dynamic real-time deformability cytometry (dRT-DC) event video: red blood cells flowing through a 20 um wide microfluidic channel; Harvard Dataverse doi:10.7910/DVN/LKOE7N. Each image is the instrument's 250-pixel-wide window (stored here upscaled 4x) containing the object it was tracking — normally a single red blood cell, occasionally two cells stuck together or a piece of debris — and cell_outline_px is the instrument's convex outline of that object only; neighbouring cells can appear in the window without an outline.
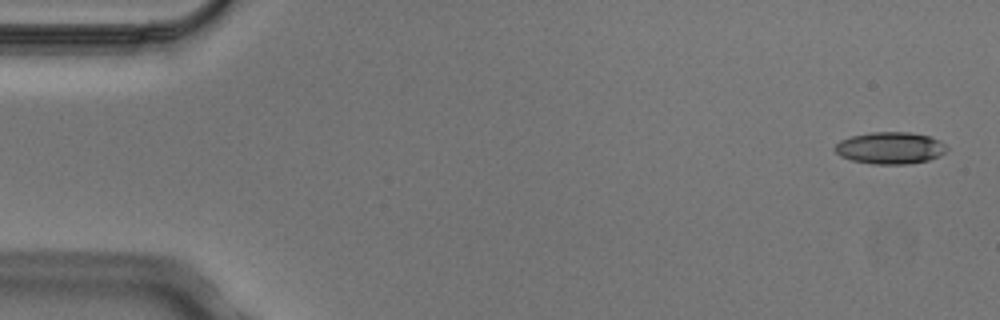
{"species": "Egyptian fruit bat (a non-hibernating species)", "species_latin": "Rousettus aegyptiacus", "temperature_condition": "cold", "stored_images_in_passage": 8, "camera_frame_rate_fps": 3000, "um_per_image_px": 0.085, "animal": {"sex": "male"}, "frame": {"image": 1, "passage_image": 1, "time_ms": 0.0, "image_size_px": [1000, 320], "cell_outline_px": [[948, 148], [940, 156], [928, 160], [908, 164], [872, 164], [852, 160], [840, 156], [832, 148], [840, 140], [852, 136], [872, 132], [908, 132], [928, 136], [940, 140]], "centroid_in_image_um": [75.65, 12.58], "position_along_channel_um": 9.3, "area_um2": 20.81}}
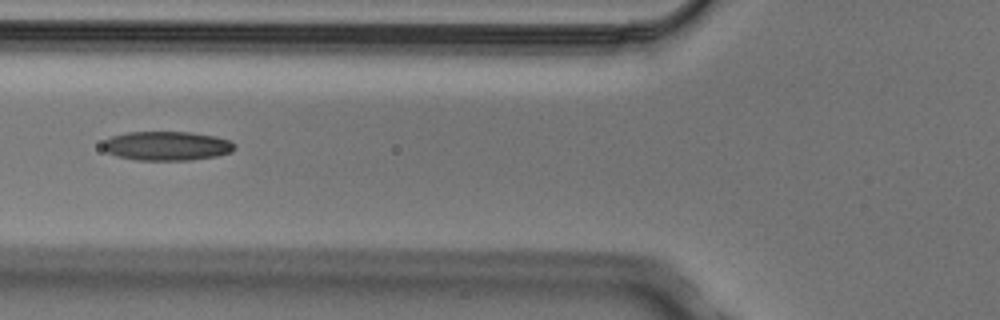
{"frame": {"image": 2, "passage_image": 6, "time_ms": 1.667, "image_size_px": [1000, 320], "cell_outline_px": [[236, 148], [232, 152], [216, 156], [192, 160], [136, 160], [116, 156], [108, 152], [104, 148], [104, 140], [112, 136], [128, 132], [188, 132], [216, 136], [232, 140], [236, 144]], "centroid_in_image_um": [14.24, 12.4], "position_along_channel_um": 111.6, "area_um2": 22.48}}
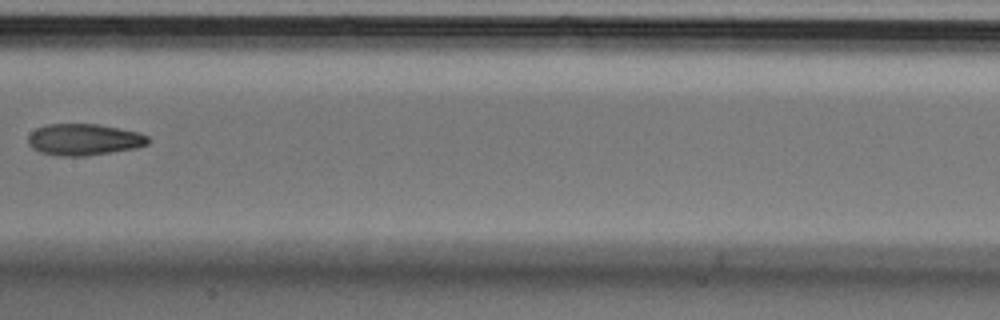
{"frame": {"image": 3, "passage_image": 8, "time_ms": 2.333, "image_size_px": [1000, 320], "cell_outline_px": [[148, 144], [136, 148], [112, 152], [84, 156], [60, 156], [40, 152], [32, 148], [28, 144], [28, 136], [36, 128], [48, 124], [96, 124], [140, 132], [148, 136]], "centroid_in_image_um": [7.13, 11.86], "position_along_channel_um": 200.3, "area_um2": 22.02}}